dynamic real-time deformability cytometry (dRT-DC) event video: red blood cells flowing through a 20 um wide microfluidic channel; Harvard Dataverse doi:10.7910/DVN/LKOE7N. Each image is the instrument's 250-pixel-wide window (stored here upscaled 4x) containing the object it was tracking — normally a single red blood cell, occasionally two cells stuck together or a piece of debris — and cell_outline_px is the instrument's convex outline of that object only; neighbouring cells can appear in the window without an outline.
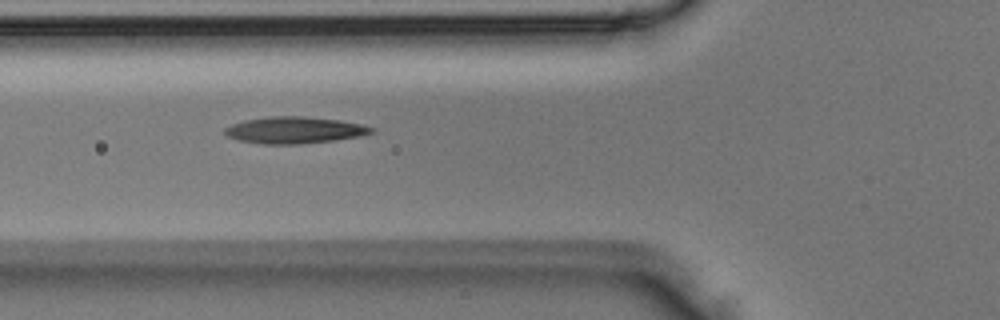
{"species": "Egyptian fruit bat (a non-hibernating species)", "species_latin": "Rousettus aegyptiacus", "temperature_condition": "room temperature", "stored_images_in_passage": 4, "camera_frame_rate_fps": 3000, "um_per_image_px": 0.085, "animal": {"sex": "male"}, "frame": {"image": 1, "passage_image": 2, "time_ms": 0.333, "image_size_px": [1000, 320], "cell_outline_px": [[376, 132], [360, 136], [336, 140], [300, 144], [260, 144], [236, 140], [228, 136], [224, 132], [224, 128], [232, 124], [244, 120], [268, 116], [304, 116], [340, 120], [360, 124], [376, 128]], "centroid_in_image_um": [25.04, 11.06], "position_along_channel_um": 100.8, "area_um2": 23.06}}
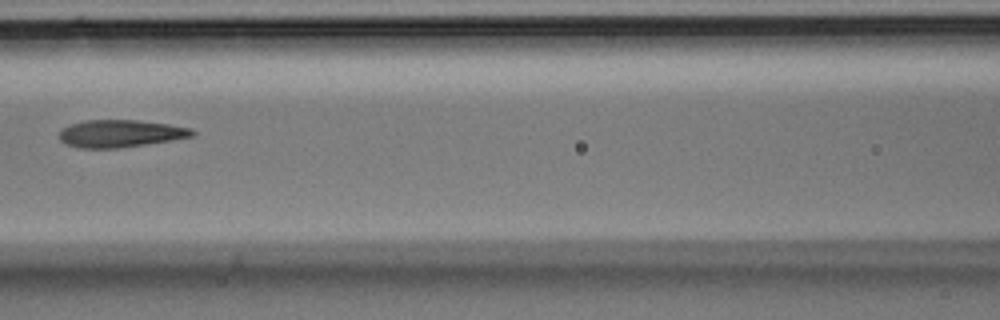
{"frame": {"image": 2, "passage_image": 3, "time_ms": 0.667, "image_size_px": [1000, 320], "cell_outline_px": [[196, 132], [192, 136], [172, 140], [120, 148], [80, 148], [64, 144], [60, 140], [60, 128], [84, 120], [136, 120], [168, 124], [192, 128]], "centroid_in_image_um": [10.21, 11.35], "position_along_channel_um": 156.4, "area_um2": 21.27}}
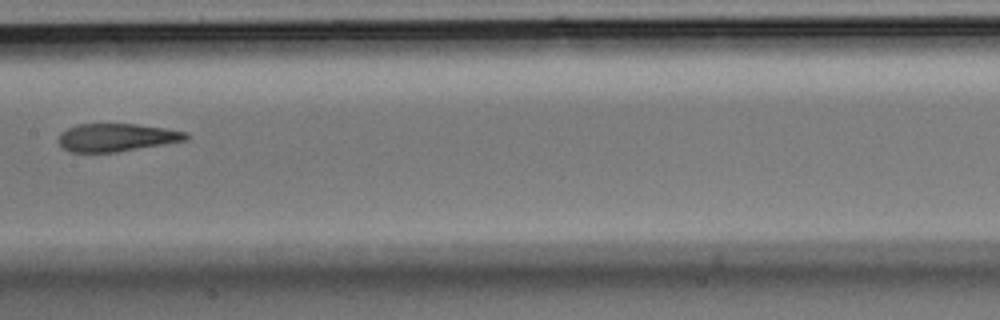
{"frame": {"image": 3, "passage_image": 4, "time_ms": 1.0, "image_size_px": [1000, 320], "cell_outline_px": [[192, 136], [188, 140], [116, 152], [72, 152], [64, 148], [56, 140], [60, 132], [76, 124], [136, 124], [164, 128], [188, 132]], "centroid_in_image_um": [9.92, 11.68], "position_along_channel_um": 197.5, "area_um2": 20.87}}